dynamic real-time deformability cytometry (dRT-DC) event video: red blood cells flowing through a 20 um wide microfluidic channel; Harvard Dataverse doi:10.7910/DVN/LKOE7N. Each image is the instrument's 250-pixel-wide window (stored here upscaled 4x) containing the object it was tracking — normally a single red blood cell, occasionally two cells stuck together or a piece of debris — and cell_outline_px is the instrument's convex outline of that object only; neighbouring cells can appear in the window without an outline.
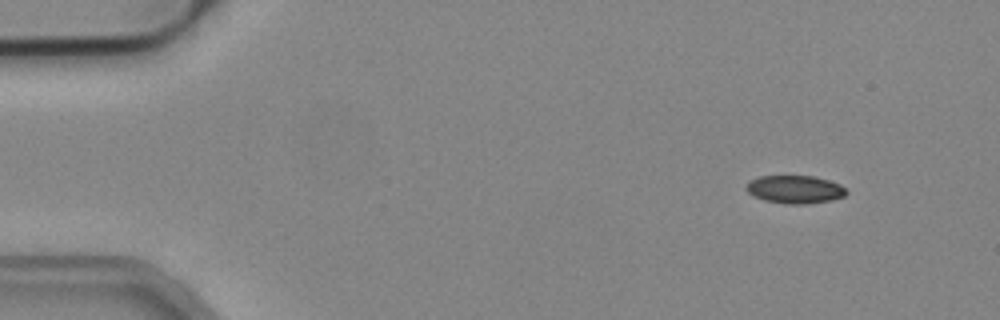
{"species": "common noctule bat (a hibernating species)", "species_latin": "Nyctalus noctula", "temperature_condition": "cold", "stored_images_in_passage": 47, "camera_frame_rate_fps": 3000, "um_per_image_px": 0.085, "animal": {"sex": "male", "body_mass_g": 19.2, "forearm_length_mm": 51.8}, "frame": {"image": 1, "passage_image": 1, "time_ms": 0.0, "image_size_px": [1000, 320], "cell_outline_px": [[848, 192], [844, 196], [832, 200], [808, 204], [784, 204], [764, 200], [752, 196], [744, 188], [748, 180], [760, 176], [816, 176], [840, 184]], "centroid_in_image_um": [67.53, 16.1], "position_along_channel_um": 17.5, "area_um2": 16.59}}
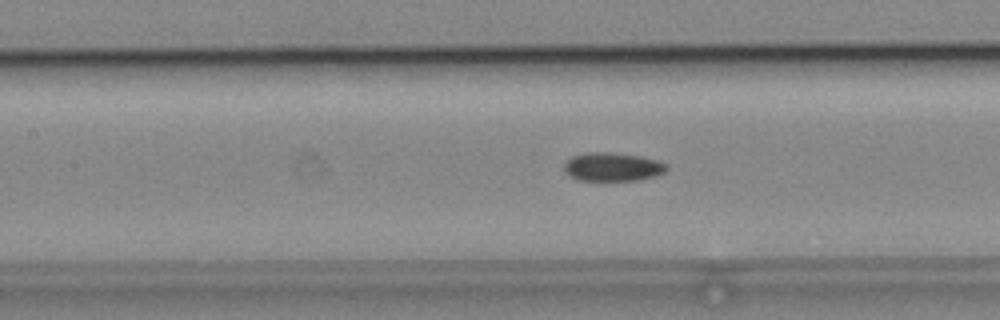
{"frame": {"image": 2, "passage_image": 19, "time_ms": 6.0, "image_size_px": [1000, 320], "cell_outline_px": [[668, 168], [664, 172], [652, 176], [636, 180], [580, 180], [568, 176], [564, 172], [564, 164], [572, 156], [588, 152], [608, 152], [640, 156], [656, 160], [668, 164]], "centroid_in_image_um": [52.03, 14.18], "position_along_channel_um": 155.4, "area_um2": 16.94}}
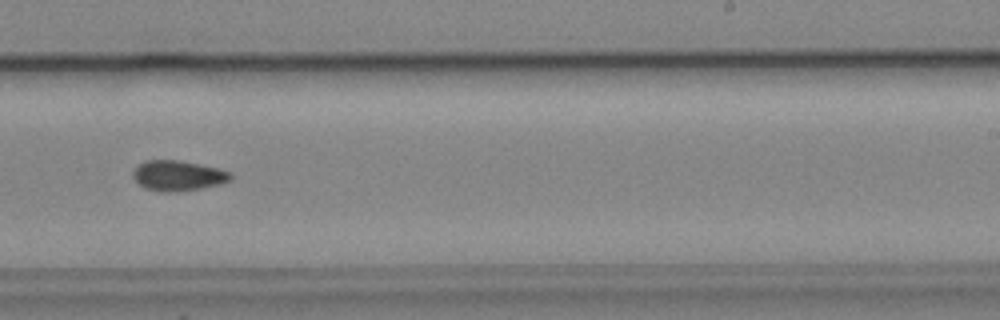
{"frame": {"image": 3, "passage_image": 28, "time_ms": 9.0, "image_size_px": [1000, 320], "cell_outline_px": [[232, 180], [220, 184], [200, 188], [176, 192], [160, 192], [144, 188], [132, 176], [132, 172], [136, 164], [144, 160], [180, 160], [220, 168], [228, 172], [232, 176]], "centroid_in_image_um": [15.1, 14.92], "position_along_channel_um": 273.9, "area_um2": 17.46}, "authors_computed_cell_mechanics": {"area_um2": 16.8776, "velocity_mm_per_s": 3.9729, "shape_relaxation_time_tau1_ms": null, "shape_relaxation_time_tau2_ms": 8.273, "deformation_change_tau1": null, "deformation_change_tau2": 0.1334}}